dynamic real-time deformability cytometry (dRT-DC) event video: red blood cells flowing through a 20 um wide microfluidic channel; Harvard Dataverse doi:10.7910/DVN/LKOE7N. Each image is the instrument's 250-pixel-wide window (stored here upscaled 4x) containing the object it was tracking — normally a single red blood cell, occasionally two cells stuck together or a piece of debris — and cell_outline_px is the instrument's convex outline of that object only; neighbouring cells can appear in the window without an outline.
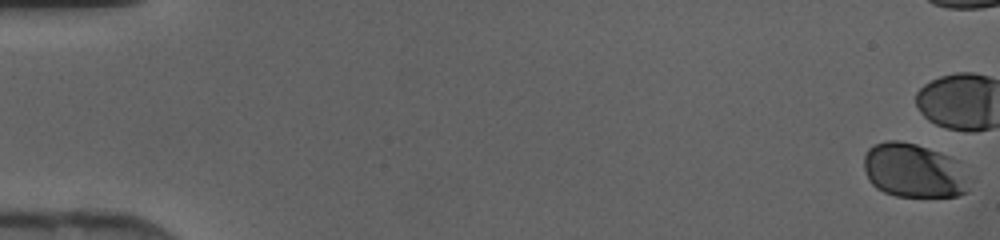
{"species": "human", "species_latin": "Homo sapiens", "temperature_condition": "cold", "stored_images_in_passage": 10, "camera_frame_rate_fps": 3000, "um_per_image_px": 0.085, "donor": {"sex": "female"}, "frame": {"image": 1, "passage_image": 1, "time_ms": 0.0, "image_size_px": [1000, 240], "cell_outline_px": [[976, 180], [968, 192], [956, 196], [896, 196], [884, 192], [876, 188], [868, 180], [864, 168], [864, 152], [868, 148], [884, 140], [900, 140], [916, 144], [928, 148], [948, 156], [976, 176]], "centroid_in_image_um": [77.76, 14.51], "position_along_channel_um": 7.2, "area_um2": 34.22}}